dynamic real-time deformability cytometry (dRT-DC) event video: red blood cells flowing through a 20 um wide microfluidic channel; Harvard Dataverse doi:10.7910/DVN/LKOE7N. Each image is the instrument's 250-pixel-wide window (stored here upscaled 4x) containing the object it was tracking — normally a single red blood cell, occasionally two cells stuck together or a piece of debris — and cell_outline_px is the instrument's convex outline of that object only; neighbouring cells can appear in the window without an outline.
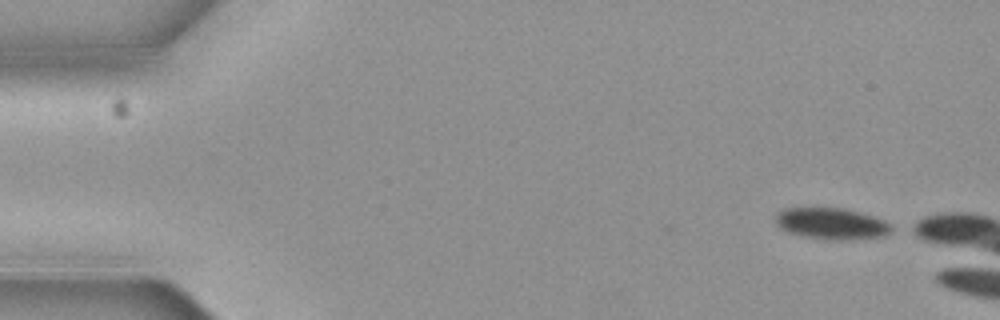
{"species": "common noctule bat (a hibernating species)", "species_latin": "Nyctalus noctula", "temperature_condition": "cold", "stored_images_in_passage": 3, "camera_frame_rate_fps": 3000, "um_per_image_px": 0.085, "animal": {"sex": "female", "body_mass_g": 19.3, "forearm_length_mm": 54.1}, "frame": {"image": 1, "passage_image": 1, "time_ms": 0.0, "image_size_px": [1000, 320], "cell_outline_px": [[896, 228], [880, 236], [848, 240], [824, 240], [804, 236], [788, 232], [780, 228], [776, 224], [776, 212], [784, 208], [844, 208], [876, 216], [892, 224]], "centroid_in_image_um": [70.69, 19.0], "position_along_channel_um": 14.3, "area_um2": 21.44}}